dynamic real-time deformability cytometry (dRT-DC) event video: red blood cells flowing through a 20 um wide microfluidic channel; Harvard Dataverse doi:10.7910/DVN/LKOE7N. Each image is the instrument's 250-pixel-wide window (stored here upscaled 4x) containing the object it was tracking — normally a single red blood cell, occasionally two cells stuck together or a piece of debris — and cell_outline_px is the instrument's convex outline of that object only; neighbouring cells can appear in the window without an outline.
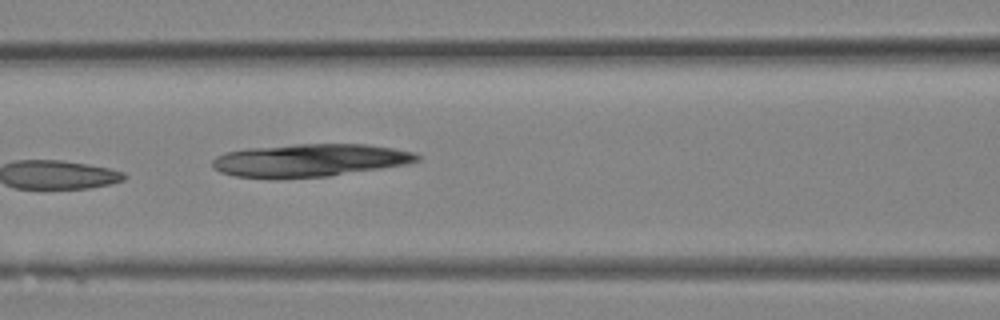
{"species": "Egyptian fruit bat (a non-hibernating species)", "species_latin": "Rousettus aegyptiacus", "temperature_condition": "room temperature", "stored_images_in_passage": 13, "camera_frame_rate_fps": 3000, "um_per_image_px": 0.085, "animal": {"sex": "female"}, "frame": {"image": 1, "passage_image": 13, "time_ms": 4.0, "image_size_px": [1000, 320], "cell_outline_px": [[420, 160], [408, 164], [328, 176], [276, 180], [272, 180], [236, 176], [220, 172], [212, 168], [212, 160], [216, 156], [228, 152], [248, 148], [296, 144], [368, 144], [416, 152], [420, 156]], "centroid_in_image_um": [26.3, 13.64], "position_along_channel_um": 140.3, "area_um2": 39.71}}